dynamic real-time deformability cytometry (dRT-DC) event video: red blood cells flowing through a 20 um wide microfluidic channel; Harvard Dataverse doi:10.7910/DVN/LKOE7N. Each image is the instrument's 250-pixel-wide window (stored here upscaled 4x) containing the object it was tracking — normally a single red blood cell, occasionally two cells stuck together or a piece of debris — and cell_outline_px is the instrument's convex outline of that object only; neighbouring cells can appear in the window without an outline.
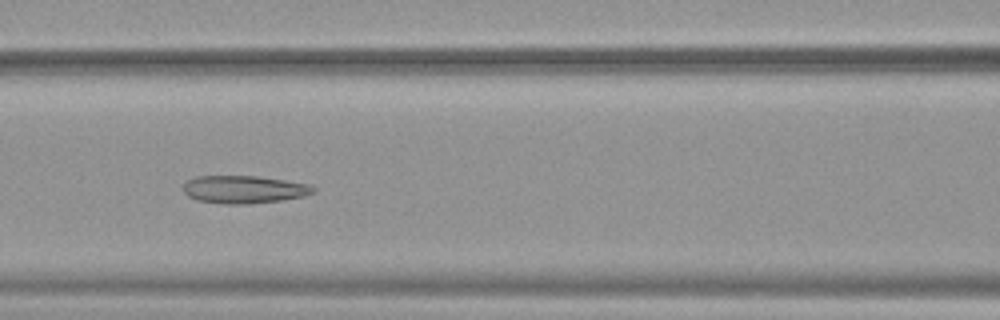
{"species": "common noctule bat (a hibernating species)", "species_latin": "Nyctalus noctula", "temperature_condition": "warm", "stored_images_in_passage": 52, "camera_frame_rate_fps": 3000, "um_per_image_px": 0.085, "animal": {"sex": "female", "body_mass_g": 19.9}, "frame": {"image": 1, "passage_image": 23, "time_ms": 7.333, "image_size_px": [1000, 320], "cell_outline_px": [[316, 192], [304, 196], [284, 200], [248, 204], [224, 204], [196, 200], [188, 196], [184, 192], [184, 184], [188, 180], [196, 176], [256, 176], [284, 180], [308, 184], [316, 188]], "centroid_in_image_um": [20.75, 16.11], "position_along_channel_um": 145.8, "area_um2": 21.1}}
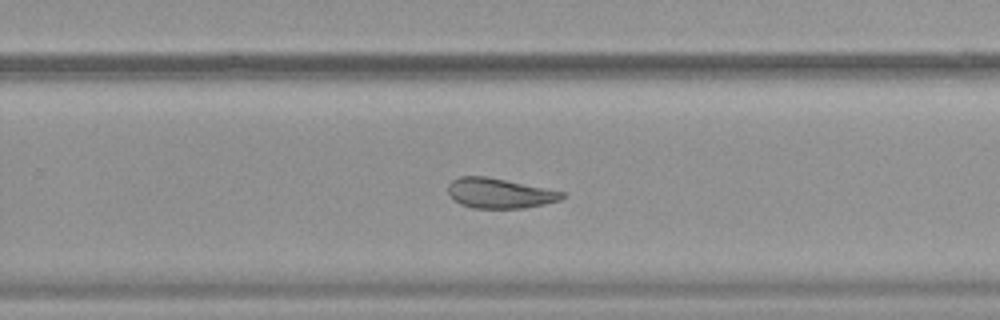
{"frame": {"image": 2, "passage_image": 34, "time_ms": 11.0, "image_size_px": [1000, 320], "cell_outline_px": [[564, 196], [560, 200], [544, 204], [520, 208], [472, 208], [460, 204], [448, 192], [448, 184], [452, 180], [460, 176], [484, 176], [564, 192]], "centroid_in_image_um": [42.42, 16.43], "position_along_channel_um": 287.4, "area_um2": 19.54}}
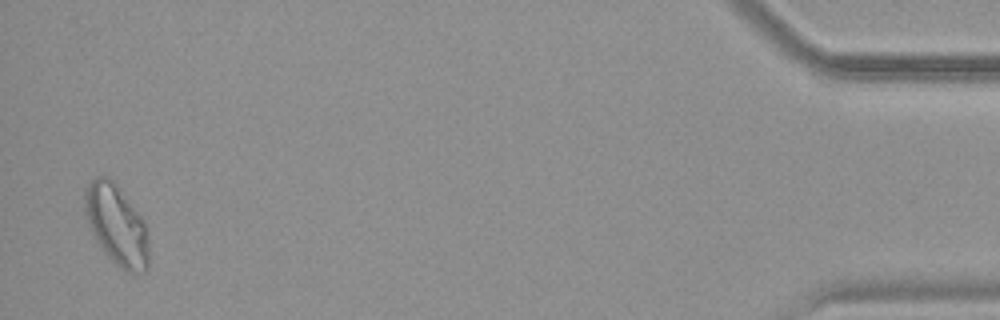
{"frame": {"image": 3, "passage_image": 51, "time_ms": 16.667, "image_size_px": [1000, 320], "cell_outline_px": [[148, 268], [144, 272], [124, 272], [100, 248], [88, 224], [84, 212], [84, 188], [96, 176], [108, 176], [116, 184], [144, 220], [148, 232]], "centroid_in_image_um": [9.9, 19.12], "position_along_channel_um": 425.3, "area_um2": 30.11}, "authors_computed_cell_mechanics": {"area_um2": 25.1719, "velocity_mm_per_s": 3.8717, "shape_relaxation_time_tau1_ms": null, "shape_relaxation_time_tau2_ms": 2.7411, "deformation_change_tau1": null, "deformation_change_tau2": 0.0935}}